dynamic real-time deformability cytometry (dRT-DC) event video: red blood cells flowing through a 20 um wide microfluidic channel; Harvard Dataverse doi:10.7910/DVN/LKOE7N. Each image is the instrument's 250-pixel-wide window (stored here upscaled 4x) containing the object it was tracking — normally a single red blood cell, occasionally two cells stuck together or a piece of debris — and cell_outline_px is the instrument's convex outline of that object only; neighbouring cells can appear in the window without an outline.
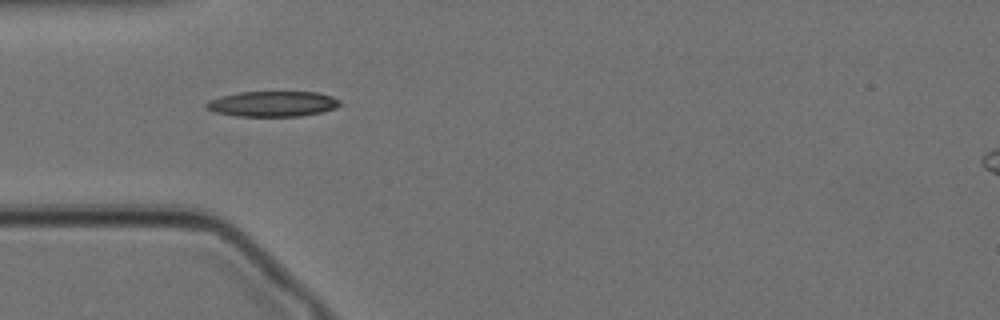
{"species": "Egyptian fruit bat (a non-hibernating species)", "species_latin": "Rousettus aegyptiacus", "temperature_condition": "cold", "stored_images_in_passage": 42, "camera_frame_rate_fps": 3000, "um_per_image_px": 0.085, "animal": {"sex": "female"}, "frame": {"image": 1, "passage_image": 1, "time_ms": 0.0, "image_size_px": [1000, 320], "cell_outline_px": [[340, 104], [336, 108], [320, 112], [300, 116], [236, 116], [216, 112], [204, 108], [204, 104], [208, 100], [240, 92], [316, 92], [332, 96], [340, 100]], "centroid_in_image_um": [23.16, 8.83], "position_along_channel_um": 61.8, "area_um2": 19.71}}
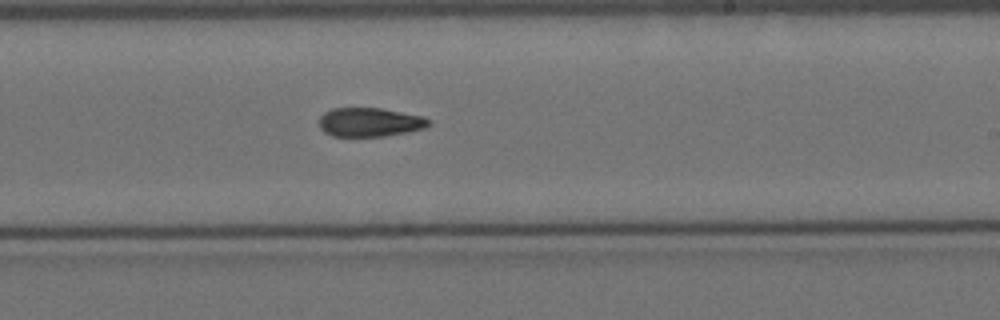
{"frame": {"image": 2, "passage_image": 18, "time_ms": 5.667, "image_size_px": [1000, 320], "cell_outline_px": [[428, 124], [424, 128], [408, 132], [384, 136], [332, 136], [324, 132], [320, 128], [320, 116], [324, 112], [332, 108], [380, 108], [420, 116], [428, 120]], "centroid_in_image_um": [31.36, 10.39], "position_along_channel_um": 257.6, "area_um2": 18.21}}
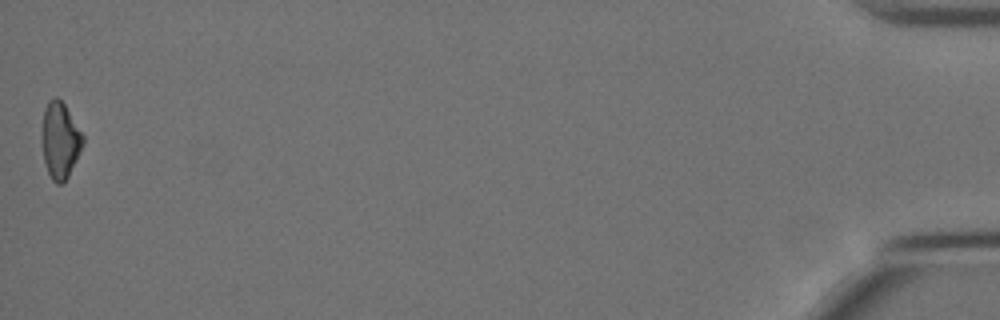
{"frame": {"image": 3, "passage_image": 42, "time_ms": 13.667, "image_size_px": [1000, 320], "cell_outline_px": [[84, 144], [68, 176], [60, 184], [56, 184], [52, 180], [48, 172], [44, 160], [40, 140], [40, 136], [44, 108], [48, 100], [56, 96], [64, 104], [84, 136]], "centroid_in_image_um": [5.08, 11.91], "position_along_channel_um": 430.1, "area_um2": 18.38}, "authors_computed_cell_mechanics": {"area_um2": 18.8428, "velocity_mm_per_s": 3.451, "shape_relaxation_time_tau1_ms": 10.5163, "shape_relaxation_time_tau2_ms": null, "deformation_change_tau1": 0.2242, "deformation_change_tau2": null}}